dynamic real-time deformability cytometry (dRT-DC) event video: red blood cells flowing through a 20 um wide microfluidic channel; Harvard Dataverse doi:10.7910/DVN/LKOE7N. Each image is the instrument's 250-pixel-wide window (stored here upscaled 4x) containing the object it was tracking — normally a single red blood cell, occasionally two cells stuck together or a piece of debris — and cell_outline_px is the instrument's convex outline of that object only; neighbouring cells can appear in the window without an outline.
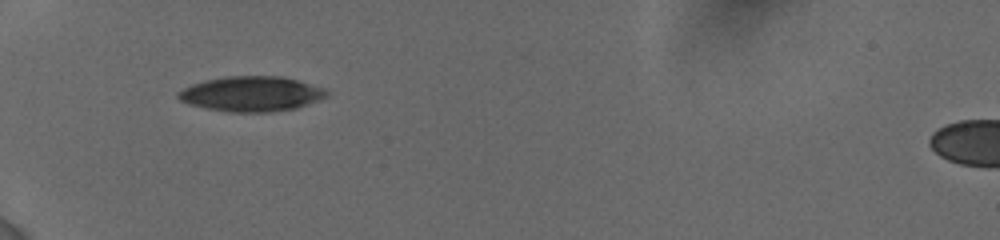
{"species": "human", "species_latin": "Homo sapiens", "temperature_condition": "cold", "stored_images_in_passage": 29, "camera_frame_rate_fps": 3000, "um_per_image_px": 0.085, "donor": {"sex": "female"}, "frame": {"image": 1, "passage_image": 1, "time_ms": 0.0, "image_size_px": [1000, 240], "cell_outline_px": [[328, 92], [320, 100], [296, 108], [272, 112], [228, 112], [188, 104], [180, 100], [176, 96], [176, 92], [192, 84], [208, 80], [228, 76], [280, 76], [296, 80], [324, 88]], "centroid_in_image_um": [21.35, 7.99], "position_along_channel_um": 63.7, "area_um2": 30.11}}
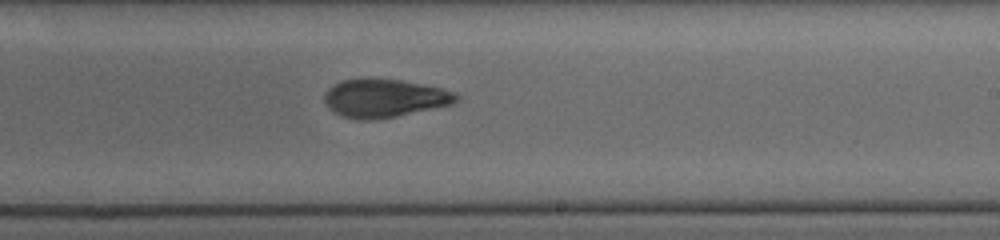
{"frame": {"image": 2, "passage_image": 14, "time_ms": 5.333, "image_size_px": [1000, 240], "cell_outline_px": [[460, 100], [452, 104], [396, 116], [376, 120], [360, 120], [344, 116], [328, 108], [324, 100], [324, 96], [328, 88], [344, 80], [400, 80], [424, 84], [444, 88], [456, 92], [460, 96]], "centroid_in_image_um": [32.74, 8.36], "position_along_channel_um": 256.3, "area_um2": 29.02}}
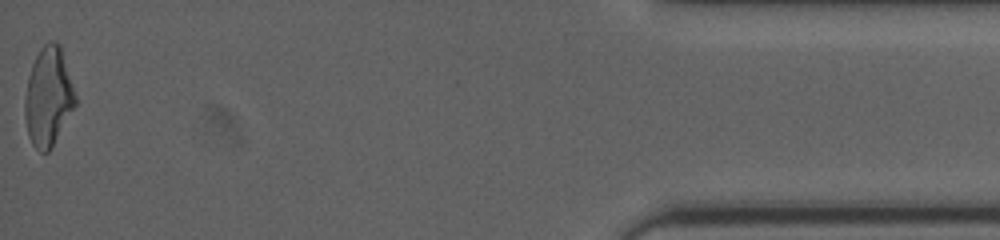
{"frame": {"image": 3, "passage_image": 29, "time_ms": 11.667, "image_size_px": [1000, 240], "cell_outline_px": [[76, 104], [52, 148], [48, 152], [40, 152], [32, 144], [28, 136], [24, 116], [24, 100], [28, 76], [32, 64], [40, 48], [48, 40], [56, 40], [60, 44], [76, 96]], "centroid_in_image_um": [4.09, 8.23], "position_along_channel_um": 431.1, "area_um2": 29.25}, "authors_computed_cell_mechanics": {"area_um2": 29.3046, "velocity_mm_per_s": 3.8592, "shape_relaxation_time_tau1_ms": 4.7289, "shape_relaxation_time_tau2_ms": 2.9551, "deformation_change_tau1": 0.1562, "deformation_change_tau2": 0.1023}}